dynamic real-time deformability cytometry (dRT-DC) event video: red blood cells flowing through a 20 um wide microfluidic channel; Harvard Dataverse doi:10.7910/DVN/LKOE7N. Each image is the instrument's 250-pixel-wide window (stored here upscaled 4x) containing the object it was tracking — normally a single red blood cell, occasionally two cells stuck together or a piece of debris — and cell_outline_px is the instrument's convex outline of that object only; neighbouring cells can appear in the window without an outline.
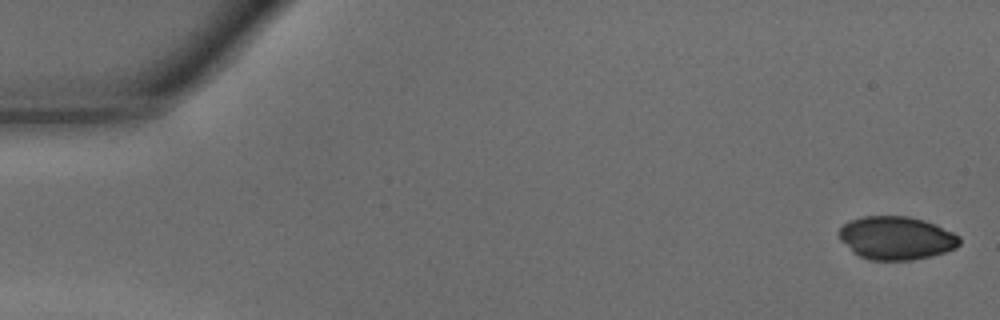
{"species": "common noctule bat (a hibernating species)", "species_latin": "Nyctalus noctula", "temperature_condition": "warm", "stored_images_in_passage": 39, "camera_frame_rate_fps": 3000, "um_per_image_px": 0.085, "animal": {"sex": "male", "body_mass_g": 15.6}, "frame": {"image": 1, "passage_image": 1, "time_ms": 0.0, "image_size_px": [1000, 320], "cell_outline_px": [[960, 244], [956, 248], [932, 256], [912, 260], [868, 260], [852, 252], [840, 240], [840, 228], [848, 220], [864, 216], [908, 216], [924, 220], [936, 224], [960, 236]], "centroid_in_image_um": [76.19, 20.23], "position_along_channel_um": 8.8, "area_um2": 30.52}}